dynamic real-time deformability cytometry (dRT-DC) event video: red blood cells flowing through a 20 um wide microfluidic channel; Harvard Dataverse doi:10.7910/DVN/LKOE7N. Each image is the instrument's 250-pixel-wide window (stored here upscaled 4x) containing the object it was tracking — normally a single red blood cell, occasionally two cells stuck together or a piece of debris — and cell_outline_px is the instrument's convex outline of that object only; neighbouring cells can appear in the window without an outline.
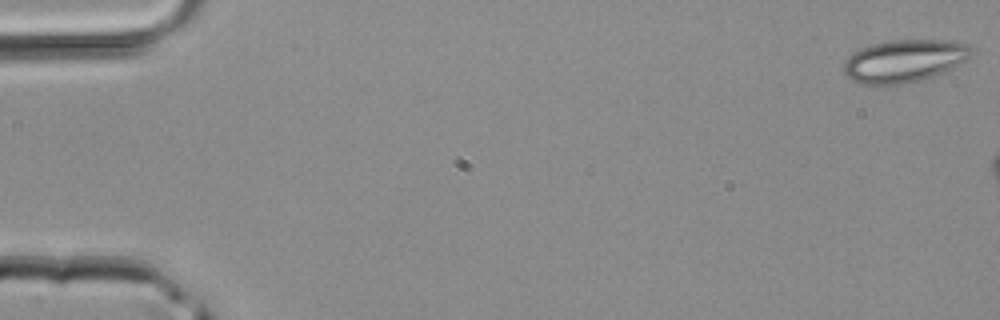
{"species": "common noctule bat (a hibernating species)", "species_latin": "Nyctalus noctula", "temperature_condition": "room temperature", "stored_images_in_passage": 14, "camera_frame_rate_fps": 3000, "um_per_image_px": 0.085, "animal": {"sex": "male", "body_mass_g": 20.4}, "frame": {"image": 1, "passage_image": 1, "time_ms": 0.0, "image_size_px": [1000, 320], "cell_outline_px": [[972, 56], [968, 60], [952, 68], [924, 80], [884, 88], [856, 84], [844, 72], [844, 60], [852, 52], [872, 44], [892, 40], [940, 40], [968, 44], [972, 52]], "centroid_in_image_um": [76.81, 5.23], "position_along_channel_um": 8.2, "area_um2": 32.48}}